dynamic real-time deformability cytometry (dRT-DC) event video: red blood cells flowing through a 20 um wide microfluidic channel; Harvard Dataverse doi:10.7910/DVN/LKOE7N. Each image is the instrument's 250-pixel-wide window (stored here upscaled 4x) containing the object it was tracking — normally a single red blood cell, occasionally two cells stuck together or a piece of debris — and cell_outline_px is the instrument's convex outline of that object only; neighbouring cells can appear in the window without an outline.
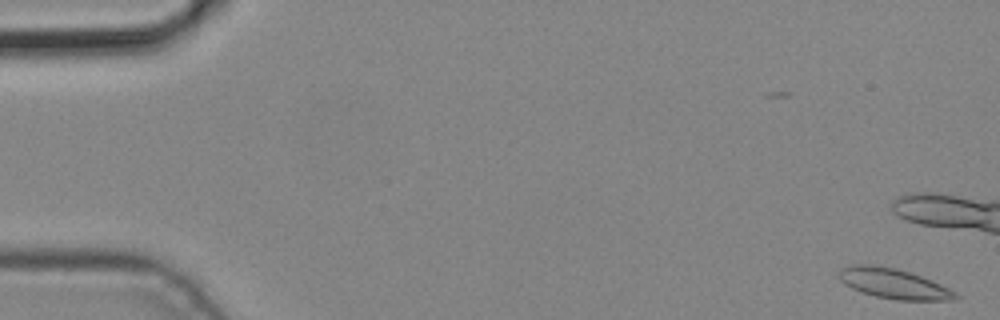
{"species": "common noctule bat (a hibernating species)", "species_latin": "Nyctalus noctula", "temperature_condition": "cold", "stored_images_in_passage": 4, "camera_frame_rate_fps": 3000, "um_per_image_px": 0.085, "animal": {"sex": "male", "body_mass_g": 19.2, "forearm_length_mm": 51.8}, "frame": {"image": 1, "passage_image": 1, "time_ms": 0.0, "image_size_px": [1000, 320], "cell_outline_px": [[960, 296], [952, 300], [896, 300], [876, 296], [852, 288], [844, 284], [840, 280], [840, 268], [856, 264], [864, 264], [892, 268], [908, 272], [932, 280], [956, 292]], "centroid_in_image_um": [75.97, 24.12], "position_along_channel_um": 9.0, "area_um2": 20.0}}